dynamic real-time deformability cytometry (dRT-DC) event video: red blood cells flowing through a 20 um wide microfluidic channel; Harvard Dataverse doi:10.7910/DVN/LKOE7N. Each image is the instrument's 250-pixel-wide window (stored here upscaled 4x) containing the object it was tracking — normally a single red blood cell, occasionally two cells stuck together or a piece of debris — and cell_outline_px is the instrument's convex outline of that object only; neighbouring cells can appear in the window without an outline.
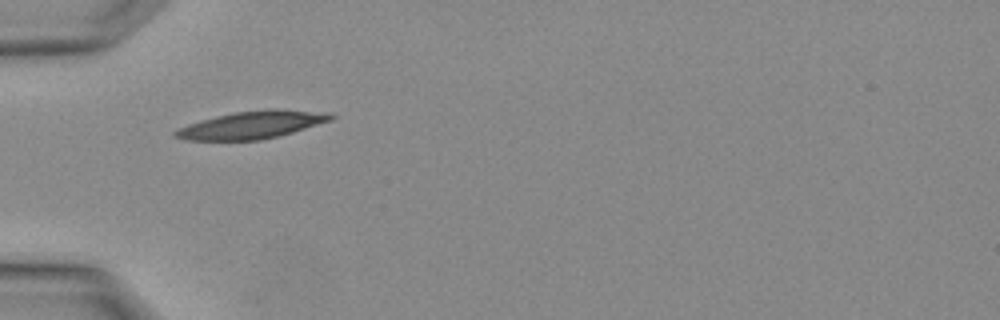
{"species": "Egyptian fruit bat (a non-hibernating species)", "species_latin": "Rousettus aegyptiacus", "temperature_condition": "warm", "stored_images_in_passage": 1, "camera_frame_rate_fps": 3000, "um_per_image_px": 0.085, "animal": {"sex": "female"}, "frame": {"image": 1, "passage_image": 1, "time_ms": 0.0, "image_size_px": [1000, 320], "cell_outline_px": [[336, 116], [332, 120], [292, 132], [260, 140], [184, 140], [176, 136], [172, 132], [188, 124], [216, 116], [236, 112], [272, 108], [276, 108], [328, 112]], "centroid_in_image_um": [21.46, 10.6], "position_along_channel_um": 63.5, "area_um2": 24.8}}